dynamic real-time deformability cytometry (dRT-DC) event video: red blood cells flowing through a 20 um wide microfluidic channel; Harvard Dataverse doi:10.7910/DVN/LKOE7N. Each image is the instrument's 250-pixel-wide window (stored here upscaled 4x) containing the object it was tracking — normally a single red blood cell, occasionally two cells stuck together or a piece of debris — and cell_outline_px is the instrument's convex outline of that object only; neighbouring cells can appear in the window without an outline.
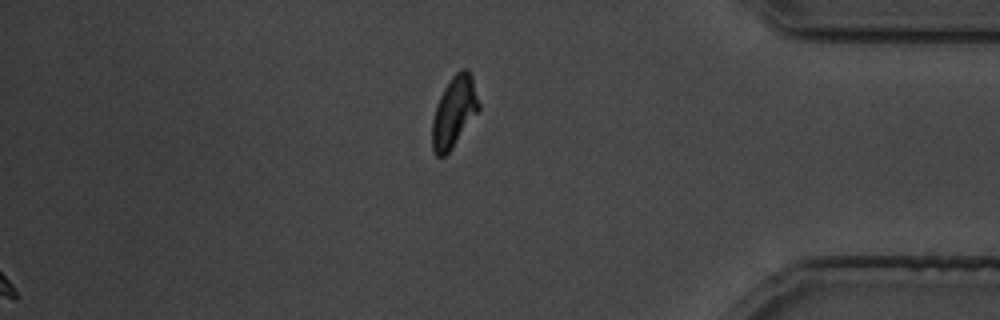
{"species": "common noctule bat (a hibernating species)", "species_latin": "Nyctalus noctula", "temperature_condition": "cold", "stored_images_in_passage": 30, "segment_of_instrument_passage": [2, 2], "camera_frame_rate_fps": 3000, "um_per_image_px": 0.085, "animal": {"sex": "male", "body_mass_g": 19.5, "forearm_length_mm": 54.6}, "frame": {"image": 1, "passage_image": 30, "time_ms": 35.667, "image_size_px": [1000, 320], "cell_outline_px": [[480, 108], [452, 148], [444, 156], [436, 156], [432, 148], [432, 120], [440, 96], [444, 88], [452, 76], [460, 68], [468, 68], [472, 76], [480, 104]], "centroid_in_image_um": [38.6, 9.47], "position_along_channel_um": 396.6, "area_um2": 19.07}}